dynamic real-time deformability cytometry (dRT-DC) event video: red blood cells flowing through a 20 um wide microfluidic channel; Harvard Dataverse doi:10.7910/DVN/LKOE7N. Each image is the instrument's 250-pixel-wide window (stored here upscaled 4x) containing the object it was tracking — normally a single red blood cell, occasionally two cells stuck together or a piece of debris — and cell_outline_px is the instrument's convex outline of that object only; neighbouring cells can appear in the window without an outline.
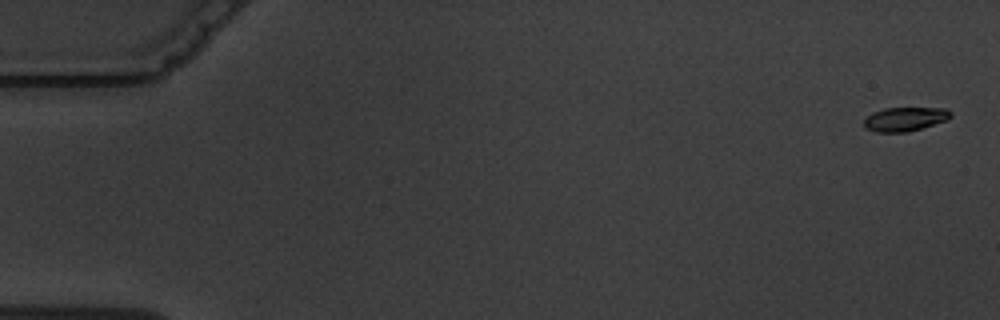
{"species": "common noctule bat (a hibernating species)", "species_latin": "Nyctalus noctula", "temperature_condition": "warm", "stored_images_in_passage": 5, "camera_frame_rate_fps": 3000, "um_per_image_px": 0.085, "animal": {"sex": "male", "body_mass_g": 19.5, "forearm_length_mm": 54.6}, "frame": {"image": 1, "passage_image": 1, "time_ms": 0.0, "image_size_px": [1000, 320], "cell_outline_px": [[952, 116], [948, 120], [908, 132], [876, 132], [864, 128], [864, 120], [872, 112], [884, 108], [948, 108], [952, 112]], "centroid_in_image_um": [76.94, 10.12], "position_along_channel_um": 8.1, "area_um2": 12.25}}